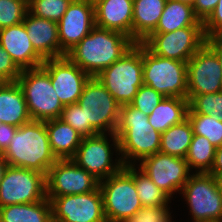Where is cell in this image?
I'll list each match as a JSON object with an SVG mask.
<instances>
[{"label": "cell", "mask_w": 222, "mask_h": 222, "mask_svg": "<svg viewBox=\"0 0 222 222\" xmlns=\"http://www.w3.org/2000/svg\"><path fill=\"white\" fill-rule=\"evenodd\" d=\"M135 44L122 32L95 26L66 56L90 77H96Z\"/></svg>", "instance_id": "cell-1"}, {"label": "cell", "mask_w": 222, "mask_h": 222, "mask_svg": "<svg viewBox=\"0 0 222 222\" xmlns=\"http://www.w3.org/2000/svg\"><path fill=\"white\" fill-rule=\"evenodd\" d=\"M123 165H136L143 158L160 151L161 133L148 121V116L130 104L120 106L115 132Z\"/></svg>", "instance_id": "cell-2"}, {"label": "cell", "mask_w": 222, "mask_h": 222, "mask_svg": "<svg viewBox=\"0 0 222 222\" xmlns=\"http://www.w3.org/2000/svg\"><path fill=\"white\" fill-rule=\"evenodd\" d=\"M8 165L47 175L58 160L52 153L46 124L31 120L18 127L9 147L2 154Z\"/></svg>", "instance_id": "cell-3"}, {"label": "cell", "mask_w": 222, "mask_h": 222, "mask_svg": "<svg viewBox=\"0 0 222 222\" xmlns=\"http://www.w3.org/2000/svg\"><path fill=\"white\" fill-rule=\"evenodd\" d=\"M96 78L120 106L130 104L143 85V44L136 43Z\"/></svg>", "instance_id": "cell-4"}, {"label": "cell", "mask_w": 222, "mask_h": 222, "mask_svg": "<svg viewBox=\"0 0 222 222\" xmlns=\"http://www.w3.org/2000/svg\"><path fill=\"white\" fill-rule=\"evenodd\" d=\"M71 159L99 181L116 174L124 167L120 157L119 139L115 133H99L83 138Z\"/></svg>", "instance_id": "cell-5"}, {"label": "cell", "mask_w": 222, "mask_h": 222, "mask_svg": "<svg viewBox=\"0 0 222 222\" xmlns=\"http://www.w3.org/2000/svg\"><path fill=\"white\" fill-rule=\"evenodd\" d=\"M17 83L23 91L32 120L45 122L60 118L64 105L42 66L22 70Z\"/></svg>", "instance_id": "cell-6"}, {"label": "cell", "mask_w": 222, "mask_h": 222, "mask_svg": "<svg viewBox=\"0 0 222 222\" xmlns=\"http://www.w3.org/2000/svg\"><path fill=\"white\" fill-rule=\"evenodd\" d=\"M180 195L192 222H222V194L213 175L192 173Z\"/></svg>", "instance_id": "cell-7"}, {"label": "cell", "mask_w": 222, "mask_h": 222, "mask_svg": "<svg viewBox=\"0 0 222 222\" xmlns=\"http://www.w3.org/2000/svg\"><path fill=\"white\" fill-rule=\"evenodd\" d=\"M143 84L164 97L187 98V62L158 56L143 45Z\"/></svg>", "instance_id": "cell-8"}, {"label": "cell", "mask_w": 222, "mask_h": 222, "mask_svg": "<svg viewBox=\"0 0 222 222\" xmlns=\"http://www.w3.org/2000/svg\"><path fill=\"white\" fill-rule=\"evenodd\" d=\"M99 188L107 222H123L142 207L134 178L124 168L100 181Z\"/></svg>", "instance_id": "cell-9"}, {"label": "cell", "mask_w": 222, "mask_h": 222, "mask_svg": "<svg viewBox=\"0 0 222 222\" xmlns=\"http://www.w3.org/2000/svg\"><path fill=\"white\" fill-rule=\"evenodd\" d=\"M84 111L85 125H91L98 133H115L120 105L96 77L85 83L77 102Z\"/></svg>", "instance_id": "cell-10"}, {"label": "cell", "mask_w": 222, "mask_h": 222, "mask_svg": "<svg viewBox=\"0 0 222 222\" xmlns=\"http://www.w3.org/2000/svg\"><path fill=\"white\" fill-rule=\"evenodd\" d=\"M47 198L46 175L8 165L0 182V207L33 203Z\"/></svg>", "instance_id": "cell-11"}, {"label": "cell", "mask_w": 222, "mask_h": 222, "mask_svg": "<svg viewBox=\"0 0 222 222\" xmlns=\"http://www.w3.org/2000/svg\"><path fill=\"white\" fill-rule=\"evenodd\" d=\"M206 39L204 27H184L169 33H151L141 43L153 54L188 62Z\"/></svg>", "instance_id": "cell-12"}, {"label": "cell", "mask_w": 222, "mask_h": 222, "mask_svg": "<svg viewBox=\"0 0 222 222\" xmlns=\"http://www.w3.org/2000/svg\"><path fill=\"white\" fill-rule=\"evenodd\" d=\"M47 198L51 204L52 222H107L100 188L85 194Z\"/></svg>", "instance_id": "cell-13"}, {"label": "cell", "mask_w": 222, "mask_h": 222, "mask_svg": "<svg viewBox=\"0 0 222 222\" xmlns=\"http://www.w3.org/2000/svg\"><path fill=\"white\" fill-rule=\"evenodd\" d=\"M136 165L171 199L177 193L180 195L192 174L184 158L161 152L143 158Z\"/></svg>", "instance_id": "cell-14"}, {"label": "cell", "mask_w": 222, "mask_h": 222, "mask_svg": "<svg viewBox=\"0 0 222 222\" xmlns=\"http://www.w3.org/2000/svg\"><path fill=\"white\" fill-rule=\"evenodd\" d=\"M100 181L72 159H58L46 175L47 197L85 194L99 188Z\"/></svg>", "instance_id": "cell-15"}, {"label": "cell", "mask_w": 222, "mask_h": 222, "mask_svg": "<svg viewBox=\"0 0 222 222\" xmlns=\"http://www.w3.org/2000/svg\"><path fill=\"white\" fill-rule=\"evenodd\" d=\"M187 89V96L222 91V68L206 43L187 62Z\"/></svg>", "instance_id": "cell-16"}, {"label": "cell", "mask_w": 222, "mask_h": 222, "mask_svg": "<svg viewBox=\"0 0 222 222\" xmlns=\"http://www.w3.org/2000/svg\"><path fill=\"white\" fill-rule=\"evenodd\" d=\"M49 74L52 86L63 105L79 101L90 76L67 56L46 59L41 65Z\"/></svg>", "instance_id": "cell-17"}, {"label": "cell", "mask_w": 222, "mask_h": 222, "mask_svg": "<svg viewBox=\"0 0 222 222\" xmlns=\"http://www.w3.org/2000/svg\"><path fill=\"white\" fill-rule=\"evenodd\" d=\"M95 27V6L90 0H72L58 21L60 48L67 53Z\"/></svg>", "instance_id": "cell-18"}, {"label": "cell", "mask_w": 222, "mask_h": 222, "mask_svg": "<svg viewBox=\"0 0 222 222\" xmlns=\"http://www.w3.org/2000/svg\"><path fill=\"white\" fill-rule=\"evenodd\" d=\"M22 23L35 51L44 60L66 56L60 48L58 22L39 18L27 11Z\"/></svg>", "instance_id": "cell-19"}, {"label": "cell", "mask_w": 222, "mask_h": 222, "mask_svg": "<svg viewBox=\"0 0 222 222\" xmlns=\"http://www.w3.org/2000/svg\"><path fill=\"white\" fill-rule=\"evenodd\" d=\"M0 44L21 70L40 67L45 61L35 51L23 23L0 29Z\"/></svg>", "instance_id": "cell-20"}, {"label": "cell", "mask_w": 222, "mask_h": 222, "mask_svg": "<svg viewBox=\"0 0 222 222\" xmlns=\"http://www.w3.org/2000/svg\"><path fill=\"white\" fill-rule=\"evenodd\" d=\"M94 6L95 26L132 38L133 0H99Z\"/></svg>", "instance_id": "cell-21"}, {"label": "cell", "mask_w": 222, "mask_h": 222, "mask_svg": "<svg viewBox=\"0 0 222 222\" xmlns=\"http://www.w3.org/2000/svg\"><path fill=\"white\" fill-rule=\"evenodd\" d=\"M32 119L23 91L16 82H0V121L20 127Z\"/></svg>", "instance_id": "cell-22"}, {"label": "cell", "mask_w": 222, "mask_h": 222, "mask_svg": "<svg viewBox=\"0 0 222 222\" xmlns=\"http://www.w3.org/2000/svg\"><path fill=\"white\" fill-rule=\"evenodd\" d=\"M167 0H133L132 39L144 41L158 25Z\"/></svg>", "instance_id": "cell-23"}, {"label": "cell", "mask_w": 222, "mask_h": 222, "mask_svg": "<svg viewBox=\"0 0 222 222\" xmlns=\"http://www.w3.org/2000/svg\"><path fill=\"white\" fill-rule=\"evenodd\" d=\"M52 153L57 159H71L83 137L61 119L45 121Z\"/></svg>", "instance_id": "cell-24"}, {"label": "cell", "mask_w": 222, "mask_h": 222, "mask_svg": "<svg viewBox=\"0 0 222 222\" xmlns=\"http://www.w3.org/2000/svg\"><path fill=\"white\" fill-rule=\"evenodd\" d=\"M184 27H203L193 6L177 0H167L156 29L152 33H169Z\"/></svg>", "instance_id": "cell-25"}, {"label": "cell", "mask_w": 222, "mask_h": 222, "mask_svg": "<svg viewBox=\"0 0 222 222\" xmlns=\"http://www.w3.org/2000/svg\"><path fill=\"white\" fill-rule=\"evenodd\" d=\"M188 99L165 97L148 116L151 126L160 133L187 118Z\"/></svg>", "instance_id": "cell-26"}, {"label": "cell", "mask_w": 222, "mask_h": 222, "mask_svg": "<svg viewBox=\"0 0 222 222\" xmlns=\"http://www.w3.org/2000/svg\"><path fill=\"white\" fill-rule=\"evenodd\" d=\"M0 222H52L50 200L0 207Z\"/></svg>", "instance_id": "cell-27"}, {"label": "cell", "mask_w": 222, "mask_h": 222, "mask_svg": "<svg viewBox=\"0 0 222 222\" xmlns=\"http://www.w3.org/2000/svg\"><path fill=\"white\" fill-rule=\"evenodd\" d=\"M193 137L188 118L161 133L160 151L176 157L186 158Z\"/></svg>", "instance_id": "cell-28"}, {"label": "cell", "mask_w": 222, "mask_h": 222, "mask_svg": "<svg viewBox=\"0 0 222 222\" xmlns=\"http://www.w3.org/2000/svg\"><path fill=\"white\" fill-rule=\"evenodd\" d=\"M123 168L134 178L142 206L166 205L172 200L137 165H126Z\"/></svg>", "instance_id": "cell-29"}, {"label": "cell", "mask_w": 222, "mask_h": 222, "mask_svg": "<svg viewBox=\"0 0 222 222\" xmlns=\"http://www.w3.org/2000/svg\"><path fill=\"white\" fill-rule=\"evenodd\" d=\"M215 151L216 147L208 138L193 134L185 158L190 171L192 173H209L214 163Z\"/></svg>", "instance_id": "cell-30"}, {"label": "cell", "mask_w": 222, "mask_h": 222, "mask_svg": "<svg viewBox=\"0 0 222 222\" xmlns=\"http://www.w3.org/2000/svg\"><path fill=\"white\" fill-rule=\"evenodd\" d=\"M187 118L193 134L208 138L216 148L222 146V121L210 115L193 113L189 108Z\"/></svg>", "instance_id": "cell-31"}, {"label": "cell", "mask_w": 222, "mask_h": 222, "mask_svg": "<svg viewBox=\"0 0 222 222\" xmlns=\"http://www.w3.org/2000/svg\"><path fill=\"white\" fill-rule=\"evenodd\" d=\"M188 108L196 114L210 115L222 121V91L187 96Z\"/></svg>", "instance_id": "cell-32"}, {"label": "cell", "mask_w": 222, "mask_h": 222, "mask_svg": "<svg viewBox=\"0 0 222 222\" xmlns=\"http://www.w3.org/2000/svg\"><path fill=\"white\" fill-rule=\"evenodd\" d=\"M72 0H28V11L39 18L58 22Z\"/></svg>", "instance_id": "cell-33"}, {"label": "cell", "mask_w": 222, "mask_h": 222, "mask_svg": "<svg viewBox=\"0 0 222 222\" xmlns=\"http://www.w3.org/2000/svg\"><path fill=\"white\" fill-rule=\"evenodd\" d=\"M28 0H0V29L22 23Z\"/></svg>", "instance_id": "cell-34"}, {"label": "cell", "mask_w": 222, "mask_h": 222, "mask_svg": "<svg viewBox=\"0 0 222 222\" xmlns=\"http://www.w3.org/2000/svg\"><path fill=\"white\" fill-rule=\"evenodd\" d=\"M59 119L78 131L83 138L99 134L91 125H85L84 111L78 103L64 105Z\"/></svg>", "instance_id": "cell-35"}, {"label": "cell", "mask_w": 222, "mask_h": 222, "mask_svg": "<svg viewBox=\"0 0 222 222\" xmlns=\"http://www.w3.org/2000/svg\"><path fill=\"white\" fill-rule=\"evenodd\" d=\"M172 202L170 201L166 205H160L155 207L142 206L134 215L128 217L123 222H175L172 221L170 208Z\"/></svg>", "instance_id": "cell-36"}, {"label": "cell", "mask_w": 222, "mask_h": 222, "mask_svg": "<svg viewBox=\"0 0 222 222\" xmlns=\"http://www.w3.org/2000/svg\"><path fill=\"white\" fill-rule=\"evenodd\" d=\"M164 98L165 97L161 93L143 84L138 89V92L134 96L130 105L149 116L155 109L156 105H158Z\"/></svg>", "instance_id": "cell-37"}, {"label": "cell", "mask_w": 222, "mask_h": 222, "mask_svg": "<svg viewBox=\"0 0 222 222\" xmlns=\"http://www.w3.org/2000/svg\"><path fill=\"white\" fill-rule=\"evenodd\" d=\"M21 69L12 60L11 56L0 44V81L16 82L21 74Z\"/></svg>", "instance_id": "cell-38"}, {"label": "cell", "mask_w": 222, "mask_h": 222, "mask_svg": "<svg viewBox=\"0 0 222 222\" xmlns=\"http://www.w3.org/2000/svg\"><path fill=\"white\" fill-rule=\"evenodd\" d=\"M206 38L217 37L222 33V0H219L210 16L203 22Z\"/></svg>", "instance_id": "cell-39"}, {"label": "cell", "mask_w": 222, "mask_h": 222, "mask_svg": "<svg viewBox=\"0 0 222 222\" xmlns=\"http://www.w3.org/2000/svg\"><path fill=\"white\" fill-rule=\"evenodd\" d=\"M219 0H195L193 10L196 17L204 22L217 6Z\"/></svg>", "instance_id": "cell-40"}, {"label": "cell", "mask_w": 222, "mask_h": 222, "mask_svg": "<svg viewBox=\"0 0 222 222\" xmlns=\"http://www.w3.org/2000/svg\"><path fill=\"white\" fill-rule=\"evenodd\" d=\"M18 127L10 124H0V154H3L9 147L11 139L16 133Z\"/></svg>", "instance_id": "cell-41"}, {"label": "cell", "mask_w": 222, "mask_h": 222, "mask_svg": "<svg viewBox=\"0 0 222 222\" xmlns=\"http://www.w3.org/2000/svg\"><path fill=\"white\" fill-rule=\"evenodd\" d=\"M209 174L213 175L214 177L222 174V146L216 148L214 163Z\"/></svg>", "instance_id": "cell-42"}, {"label": "cell", "mask_w": 222, "mask_h": 222, "mask_svg": "<svg viewBox=\"0 0 222 222\" xmlns=\"http://www.w3.org/2000/svg\"><path fill=\"white\" fill-rule=\"evenodd\" d=\"M206 44L217 54L222 68V41L218 37L207 38Z\"/></svg>", "instance_id": "cell-43"}, {"label": "cell", "mask_w": 222, "mask_h": 222, "mask_svg": "<svg viewBox=\"0 0 222 222\" xmlns=\"http://www.w3.org/2000/svg\"><path fill=\"white\" fill-rule=\"evenodd\" d=\"M8 166V163L6 160L3 158V155L0 154V182L2 180L3 174Z\"/></svg>", "instance_id": "cell-44"}, {"label": "cell", "mask_w": 222, "mask_h": 222, "mask_svg": "<svg viewBox=\"0 0 222 222\" xmlns=\"http://www.w3.org/2000/svg\"><path fill=\"white\" fill-rule=\"evenodd\" d=\"M215 178H216L220 193L222 194V174L217 175Z\"/></svg>", "instance_id": "cell-45"}, {"label": "cell", "mask_w": 222, "mask_h": 222, "mask_svg": "<svg viewBox=\"0 0 222 222\" xmlns=\"http://www.w3.org/2000/svg\"><path fill=\"white\" fill-rule=\"evenodd\" d=\"M177 1L189 4L191 6H193L195 2V0H177Z\"/></svg>", "instance_id": "cell-46"}, {"label": "cell", "mask_w": 222, "mask_h": 222, "mask_svg": "<svg viewBox=\"0 0 222 222\" xmlns=\"http://www.w3.org/2000/svg\"><path fill=\"white\" fill-rule=\"evenodd\" d=\"M222 41V33L217 36Z\"/></svg>", "instance_id": "cell-47"}, {"label": "cell", "mask_w": 222, "mask_h": 222, "mask_svg": "<svg viewBox=\"0 0 222 222\" xmlns=\"http://www.w3.org/2000/svg\"><path fill=\"white\" fill-rule=\"evenodd\" d=\"M91 2H93L94 4L99 1V0H90Z\"/></svg>", "instance_id": "cell-48"}]
</instances>
